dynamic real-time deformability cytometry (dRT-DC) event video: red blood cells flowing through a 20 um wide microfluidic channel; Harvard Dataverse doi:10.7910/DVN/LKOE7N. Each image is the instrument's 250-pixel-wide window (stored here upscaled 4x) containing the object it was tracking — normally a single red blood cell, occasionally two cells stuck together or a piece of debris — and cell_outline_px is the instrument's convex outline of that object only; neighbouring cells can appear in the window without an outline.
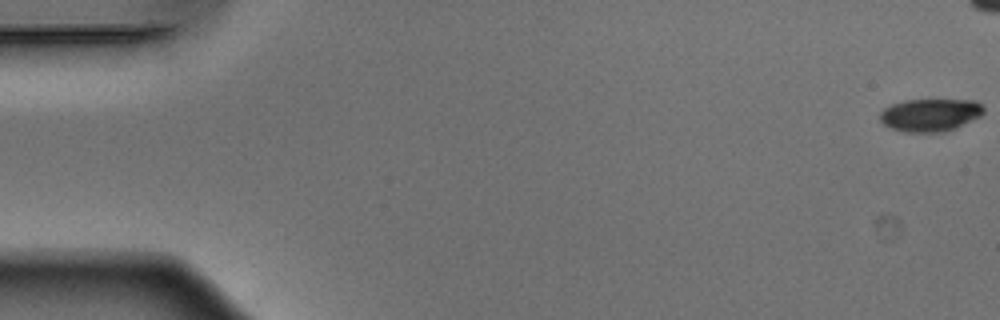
{"species": "Egyptian fruit bat (a non-hibernating species)", "species_latin": "Rousettus aegyptiacus", "temperature_condition": "warm", "stored_images_in_passage": 45, "camera_frame_rate_fps": 3000, "um_per_image_px": 0.085, "animal": {"sex": "male"}, "frame": {"image": 1, "passage_image": 1, "time_ms": 0.0, "image_size_px": [1000, 320], "cell_outline_px": [[984, 112], [980, 116], [956, 128], [944, 132], [904, 132], [892, 128], [884, 124], [880, 120], [880, 112], [884, 108], [892, 104], [904, 100], [976, 100], [984, 108]], "centroid_in_image_um": [79.07, 9.77], "position_along_channel_um": 5.9, "area_um2": 19.77}}
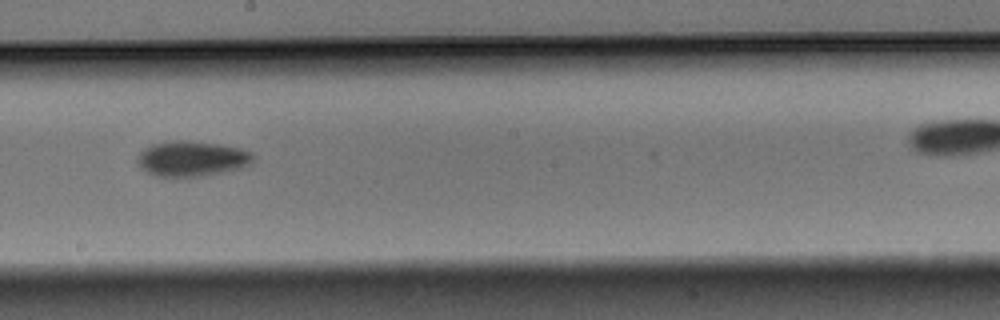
{"frame": {"image": 2, "passage_image": 30, "time_ms": 9.667, "image_size_px": [1000, 320], "cell_outline_px": [[252, 164], [240, 168], [224, 172], [204, 176], [176, 180], [156, 176], [144, 172], [136, 164], [136, 160], [140, 152], [144, 148], [152, 144], [176, 140], [184, 140], [216, 144], [240, 148], [252, 152]], "centroid_in_image_um": [16.23, 13.54], "position_along_channel_um": 232.0, "area_um2": 24.57}}
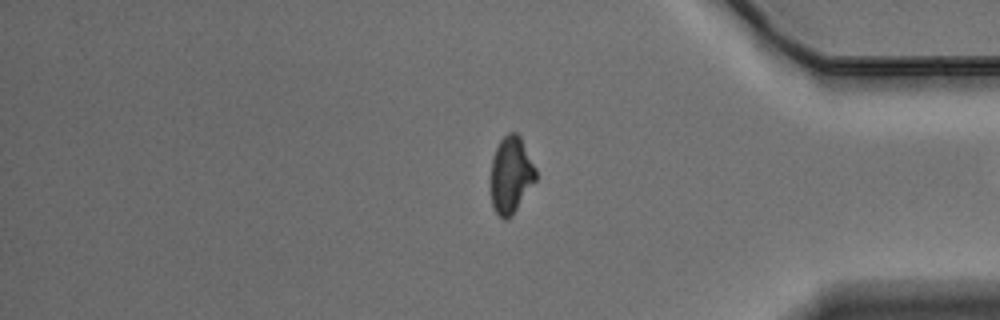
{"frame": {"image": 3, "passage_image": 44, "time_ms": 14.333, "image_size_px": [1000, 320], "cell_outline_px": [[536, 180], [512, 216], [508, 220], [504, 220], [496, 212], [492, 204], [488, 184], [492, 156], [500, 140], [508, 132], [516, 132], [520, 136], [536, 168]], "centroid_in_image_um": [43.39, 14.88], "position_along_channel_um": 391.8, "area_um2": 20.69}}